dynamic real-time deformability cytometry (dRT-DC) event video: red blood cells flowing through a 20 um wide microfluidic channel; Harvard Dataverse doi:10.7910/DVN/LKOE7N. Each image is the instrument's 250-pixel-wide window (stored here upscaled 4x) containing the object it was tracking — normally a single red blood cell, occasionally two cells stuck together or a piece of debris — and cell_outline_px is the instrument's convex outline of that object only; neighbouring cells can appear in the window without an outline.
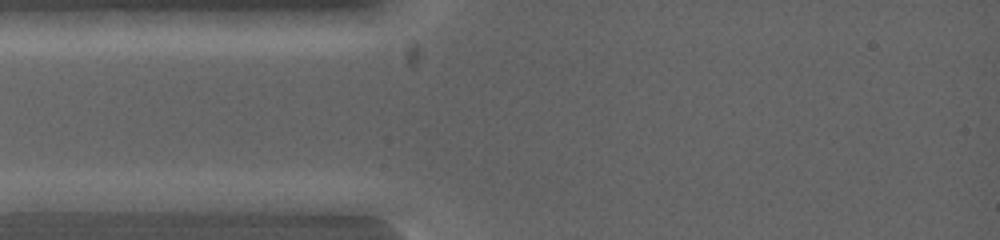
{"species": "common noctule bat (a hibernating species)", "species_latin": "Nyctalus noctula", "temperature_condition": "warm", "stored_images_in_passage": 4, "camera_frame_rate_fps": 5000, "um_per_image_px": 0.085, "animal": {"sex": "female", "body_mass_g": 19.0, "forearm_length_mm": 53.3}, "frame": {"image": 1, "passage_image": 2, "time_ms": 0.4, "image_size_px": [1000, 240], "cell_outline_px": [[128, 200], [108, 208], [96, 212], [20, 212], [16, 208], [12, 200], [20, 192], [88, 192]], "centroid_in_image_um": [5.42, 17.17], "position_along_channel_um": 79.6, "area_um2": 13.76}}